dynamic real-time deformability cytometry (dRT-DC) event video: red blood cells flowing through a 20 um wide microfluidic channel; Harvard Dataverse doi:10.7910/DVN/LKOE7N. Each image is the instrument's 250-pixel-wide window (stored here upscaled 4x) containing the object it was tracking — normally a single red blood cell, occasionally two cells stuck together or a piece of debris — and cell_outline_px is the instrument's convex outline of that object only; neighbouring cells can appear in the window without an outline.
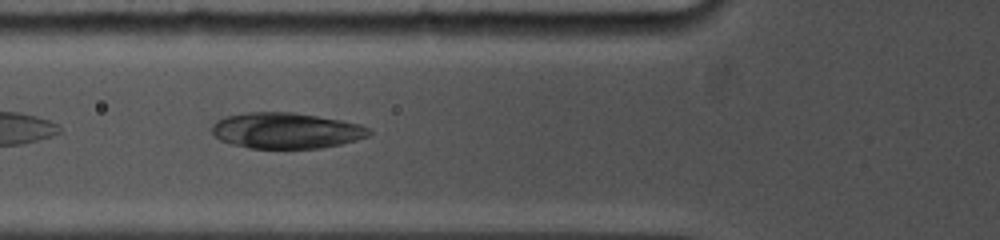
{"species": "common noctule bat (a hibernating species)", "species_latin": "Nyctalus noctula", "temperature_condition": "cold", "stored_images_in_passage": 4, "camera_frame_rate_fps": 5000, "um_per_image_px": 0.085, "animal": {"sex": "female", "body_mass_g": 19.0, "forearm_length_mm": 53.3}, "frame": {"image": 1, "passage_image": 3, "time_ms": 1.8, "image_size_px": [1000, 240], "cell_outline_px": [[372, 132], [368, 136], [356, 140], [340, 144], [320, 148], [248, 148], [232, 144], [220, 140], [212, 132], [212, 124], [216, 120], [224, 116], [248, 112], [292, 112], [340, 120], [360, 124], [368, 128]], "centroid_in_image_um": [24.29, 11.1], "position_along_channel_um": 101.5, "area_um2": 32.77}}
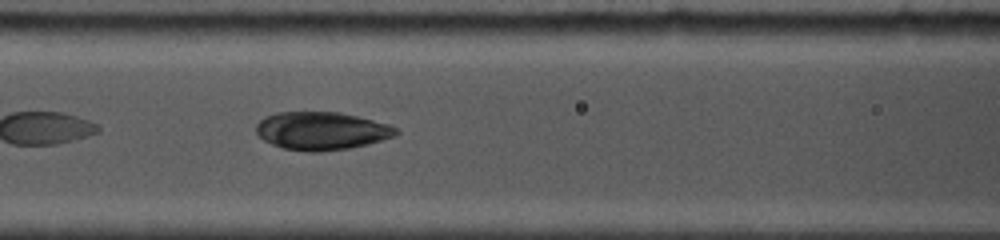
{"frame": {"image": 2, "passage_image": 4, "time_ms": 2.8, "image_size_px": [1000, 240], "cell_outline_px": [[400, 132], [392, 136], [368, 144], [348, 148], [320, 152], [308, 152], [284, 148], [272, 144], [264, 140], [256, 132], [256, 124], [264, 116], [276, 112], [340, 112], [388, 124], [396, 128]], "centroid_in_image_um": [27.29, 11.12], "position_along_channel_um": 139.3, "area_um2": 30.81}}